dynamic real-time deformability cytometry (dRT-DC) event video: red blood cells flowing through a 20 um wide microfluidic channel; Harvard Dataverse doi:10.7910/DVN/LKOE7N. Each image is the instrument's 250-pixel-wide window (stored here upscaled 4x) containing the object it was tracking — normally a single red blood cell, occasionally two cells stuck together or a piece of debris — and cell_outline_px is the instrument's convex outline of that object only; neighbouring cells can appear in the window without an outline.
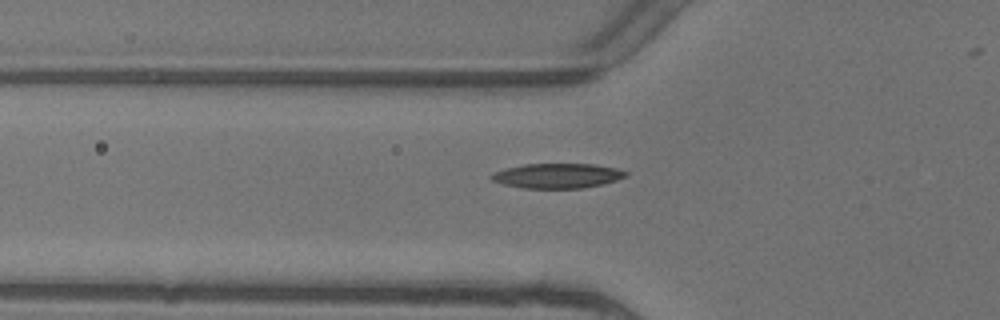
{"species": "common noctule bat (a hibernating species)", "species_latin": "Nyctalus noctula", "temperature_condition": "warm", "stored_images_in_passage": 7, "camera_frame_rate_fps": 3000, "um_per_image_px": 0.085, "animal": {"sex": "female"}, "frame": {"image": 1, "passage_image": 6, "time_ms": 1.667, "image_size_px": [1000, 320], "cell_outline_px": [[628, 176], [616, 180], [600, 184], [580, 188], [524, 188], [504, 184], [492, 180], [488, 176], [492, 172], [504, 168], [524, 164], [596, 164], [616, 168], [628, 172]], "centroid_in_image_um": [47.34, 14.93], "position_along_channel_um": 78.5, "area_um2": 19.42}}